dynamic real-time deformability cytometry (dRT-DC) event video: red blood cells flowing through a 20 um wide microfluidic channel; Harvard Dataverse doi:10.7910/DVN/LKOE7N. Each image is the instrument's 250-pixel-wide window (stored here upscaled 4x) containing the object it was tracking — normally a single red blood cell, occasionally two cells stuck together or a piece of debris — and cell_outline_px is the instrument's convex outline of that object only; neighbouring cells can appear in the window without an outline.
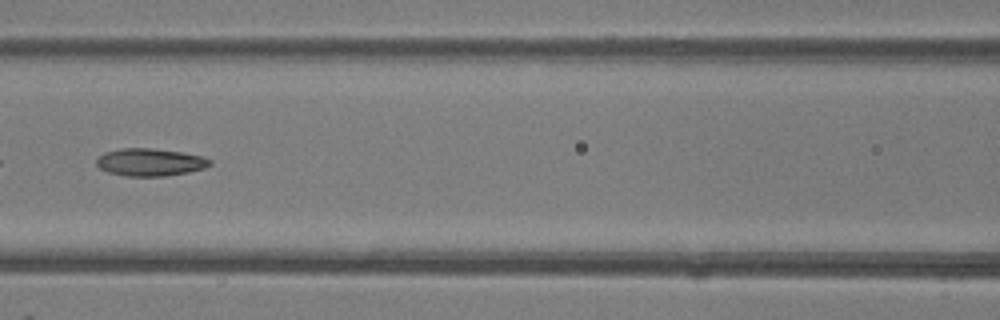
{"species": "common noctule bat (a hibernating species)", "species_latin": "Nyctalus noctula", "temperature_condition": "room temperature", "stored_images_in_passage": 45, "camera_frame_rate_fps": 3000, "um_per_image_px": 0.085, "animal": {"sex": "female"}, "frame": {"image": 1, "passage_image": 20, "time_ms": 6.333, "image_size_px": [1000, 320], "cell_outline_px": [[212, 164], [204, 168], [188, 172], [164, 176], [124, 176], [108, 172], [100, 168], [96, 164], [96, 160], [104, 152], [120, 148], [152, 148], [180, 152], [204, 156], [212, 160]], "centroid_in_image_um": [12.76, 13.78], "position_along_channel_um": 153.8, "area_um2": 18.26}, "authors_computed_cell_mechanics": {"area_um2": 18.9006, "velocity_mm_per_s": 4.339, "shape_relaxation_time_tau1_ms": 4.3565, "shape_relaxation_time_tau2_ms": 4.5985, "deformation_change_tau1": 0.1515, "deformation_change_tau2": 0.1374}}